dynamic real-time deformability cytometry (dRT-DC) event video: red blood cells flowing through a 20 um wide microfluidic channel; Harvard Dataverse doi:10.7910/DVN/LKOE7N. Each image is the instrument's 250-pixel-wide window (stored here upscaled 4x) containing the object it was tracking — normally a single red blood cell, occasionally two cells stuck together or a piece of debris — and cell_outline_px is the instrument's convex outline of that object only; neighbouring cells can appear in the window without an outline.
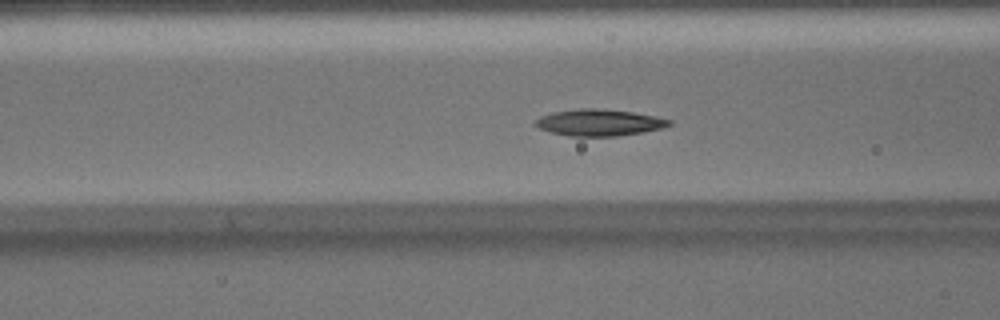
{"species": "Egyptian fruit bat (a non-hibernating species)", "species_latin": "Rousettus aegyptiacus", "temperature_condition": "warm", "stored_images_in_passage": 37, "camera_frame_rate_fps": 3000, "um_per_image_px": 0.085, "animal": {"sex": "male"}, "frame": {"image": 1, "passage_image": 6, "time_ms": 1.667, "image_size_px": [1000, 320], "cell_outline_px": [[672, 124], [664, 128], [644, 132], [616, 136], [568, 136], [552, 132], [540, 128], [532, 124], [540, 116], [552, 112], [580, 108], [596, 108], [632, 112], [656, 116], [672, 120]], "centroid_in_image_um": [50.95, 10.41], "position_along_channel_um": 115.7, "area_um2": 20.81}}
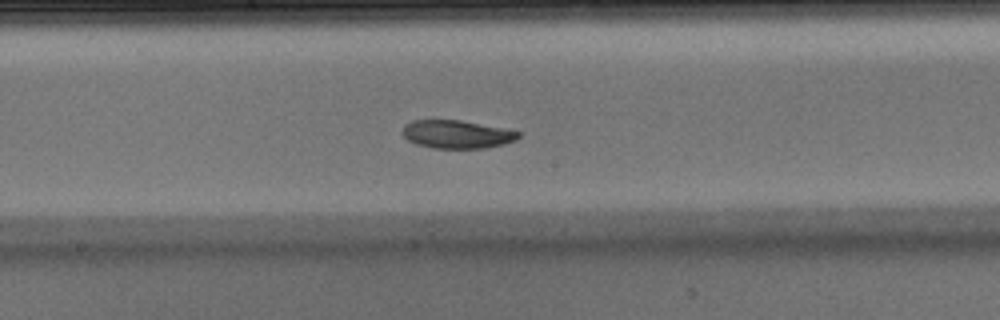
{"frame": {"image": 2, "passage_image": 13, "time_ms": 4.0, "image_size_px": [1000, 320], "cell_outline_px": [[524, 132], [516, 140], [504, 144], [484, 148], [432, 148], [416, 144], [408, 140], [400, 132], [404, 124], [412, 120], [460, 120], [504, 128]], "centroid_in_image_um": [38.83, 11.41], "position_along_channel_um": 209.4, "area_um2": 19.25}}
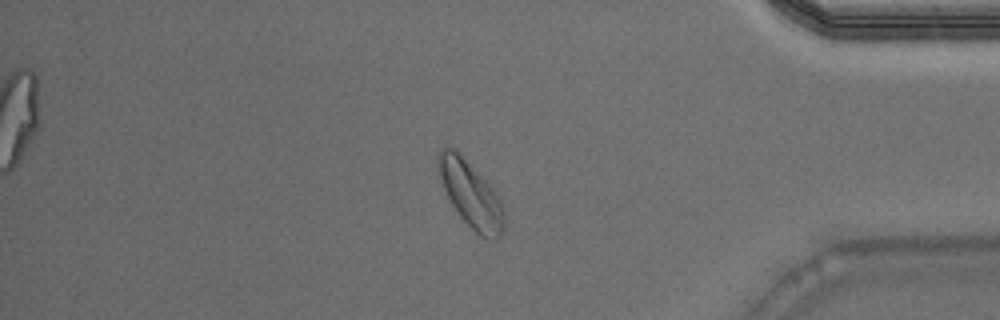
{"frame": {"image": 3, "passage_image": 29, "time_ms": 9.333, "image_size_px": [1000, 320], "cell_outline_px": [[504, 228], [500, 236], [496, 240], [492, 240], [480, 236], [460, 216], [452, 204], [444, 188], [436, 164], [436, 160], [440, 148], [456, 148], [460, 152], [500, 196], [504, 204]], "centroid_in_image_um": [40.04, 16.5], "position_along_channel_um": 395.2, "area_um2": 25.49}, "authors_computed_cell_mechanics": {"area_um2": 20.6924, "velocity_mm_per_s": 4.0048, "shape_relaxation_time_tau1_ms": 2.9518, "shape_relaxation_time_tau2_ms": 4.5354, "deformation_change_tau1": 0.1264, "deformation_change_tau2": 0.0958}}